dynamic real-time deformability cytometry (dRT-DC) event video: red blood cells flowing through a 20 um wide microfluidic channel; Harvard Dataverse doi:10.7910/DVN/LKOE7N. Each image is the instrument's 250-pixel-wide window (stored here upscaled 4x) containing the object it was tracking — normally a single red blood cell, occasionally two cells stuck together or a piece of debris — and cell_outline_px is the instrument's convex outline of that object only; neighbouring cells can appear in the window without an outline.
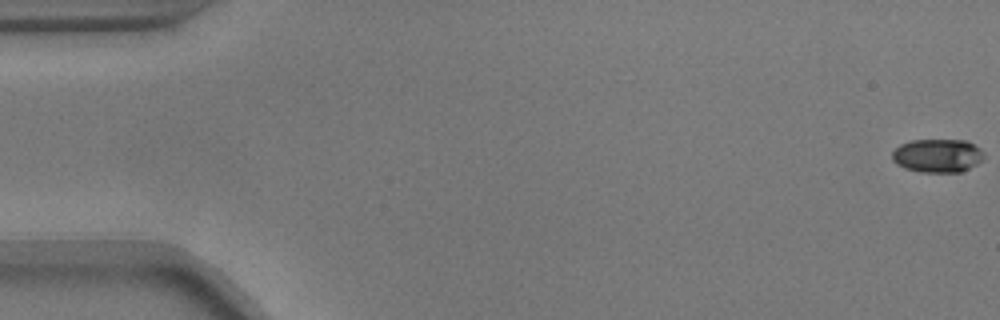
{"species": "common noctule bat (a hibernating species)", "species_latin": "Nyctalus noctula", "temperature_condition": "warm", "stored_images_in_passage": 14, "camera_frame_rate_fps": 3000, "um_per_image_px": 0.085, "animal": {"sex": "male", "body_mass_g": 17.9}, "frame": {"image": 1, "passage_image": 1, "time_ms": 0.0, "image_size_px": [1000, 320], "cell_outline_px": [[984, 156], [976, 164], [960, 172], [920, 172], [904, 168], [896, 164], [892, 160], [892, 152], [900, 144], [912, 140], [968, 140], [980, 148], [984, 152]], "centroid_in_image_um": [79.67, 13.22], "position_along_channel_um": 5.3, "area_um2": 17.98}}
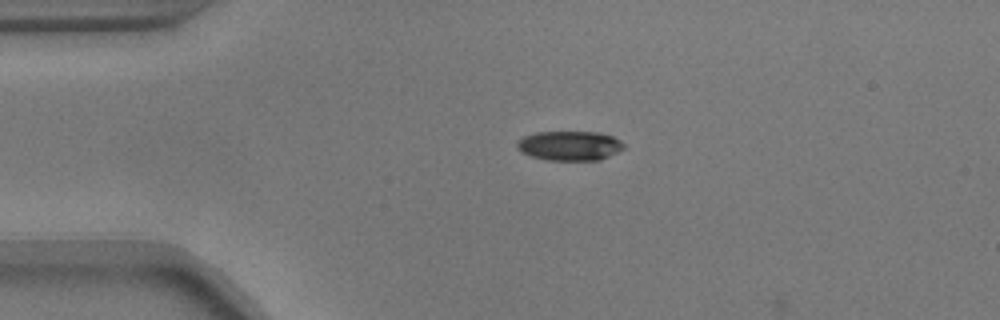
{"frame": {"image": 2, "passage_image": 13, "time_ms": 4.0, "image_size_px": [1000, 320], "cell_outline_px": [[624, 148], [600, 160], [548, 160], [532, 156], [520, 152], [516, 148], [516, 144], [524, 136], [536, 132], [600, 132], [612, 136], [620, 140], [624, 144]], "centroid_in_image_um": [48.41, 12.38], "position_along_channel_um": 36.6, "area_um2": 18.32}}